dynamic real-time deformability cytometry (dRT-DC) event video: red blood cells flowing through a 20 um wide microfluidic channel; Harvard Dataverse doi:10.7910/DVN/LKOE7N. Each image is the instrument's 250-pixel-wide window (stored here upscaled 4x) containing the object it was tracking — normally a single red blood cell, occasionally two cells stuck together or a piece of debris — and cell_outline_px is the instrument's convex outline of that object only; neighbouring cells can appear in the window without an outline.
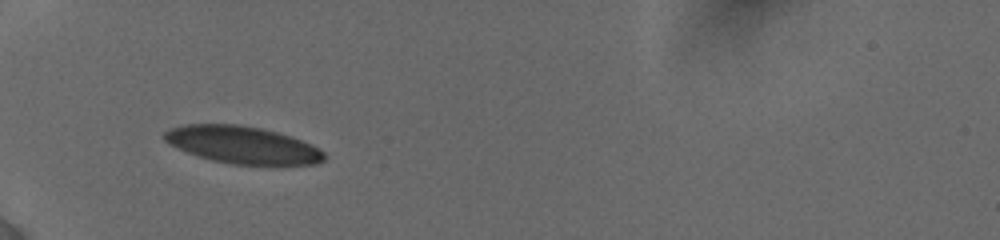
{"species": "human", "species_latin": "Homo sapiens", "temperature_condition": "cold", "stored_images_in_passage": 14, "camera_frame_rate_fps": 3000, "um_per_image_px": 0.085, "donor": {"sex": "female"}, "frame": {"image": 1, "passage_image": 1, "time_ms": 0.0, "image_size_px": [1000, 240], "cell_outline_px": [[324, 160], [316, 164], [272, 168], [228, 164], [196, 156], [168, 144], [164, 140], [164, 132], [168, 128], [184, 124], [236, 124], [260, 128], [276, 132], [300, 140], [324, 152]], "centroid_in_image_um": [20.61, 12.37], "position_along_channel_um": 64.4, "area_um2": 35.66}}
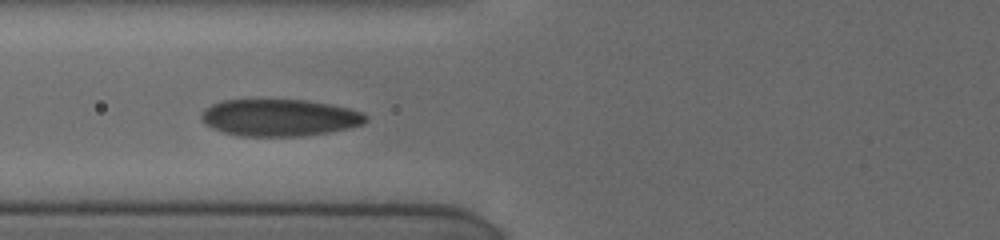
{"frame": {"image": 2, "passage_image": 13, "time_ms": 1.333, "image_size_px": [1000, 240], "cell_outline_px": [[368, 120], [364, 124], [348, 128], [328, 132], [300, 136], [240, 136], [224, 132], [212, 128], [204, 124], [200, 120], [200, 116], [212, 104], [224, 100], [304, 100], [328, 104], [348, 108], [360, 112], [368, 116]], "centroid_in_image_um": [23.75, 10.01], "position_along_channel_um": 102.0, "area_um2": 35.2}}